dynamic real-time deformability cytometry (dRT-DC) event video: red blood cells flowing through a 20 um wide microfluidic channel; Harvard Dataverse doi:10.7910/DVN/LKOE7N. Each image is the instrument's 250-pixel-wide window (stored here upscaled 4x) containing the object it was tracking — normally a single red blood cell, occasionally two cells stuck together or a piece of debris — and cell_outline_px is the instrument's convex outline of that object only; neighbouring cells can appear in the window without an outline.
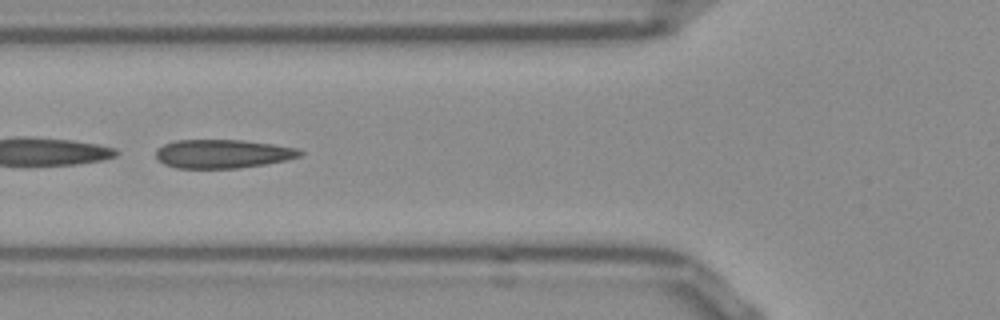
{"species": "Egyptian fruit bat (a non-hibernating species)", "species_latin": "Rousettus aegyptiacus", "temperature_condition": "room temperature", "stored_images_in_passage": 50, "camera_frame_rate_fps": 3000, "um_per_image_px": 0.085, "frame": {"image": 1, "passage_image": 18, "time_ms": 5.667, "image_size_px": [1000, 320], "cell_outline_px": [[304, 156], [288, 160], [240, 168], [176, 168], [164, 164], [156, 156], [156, 148], [164, 144], [176, 140], [244, 140], [272, 144], [296, 148], [304, 152]], "centroid_in_image_um": [18.96, 13.07], "position_along_channel_um": 106.8, "area_um2": 24.22}}